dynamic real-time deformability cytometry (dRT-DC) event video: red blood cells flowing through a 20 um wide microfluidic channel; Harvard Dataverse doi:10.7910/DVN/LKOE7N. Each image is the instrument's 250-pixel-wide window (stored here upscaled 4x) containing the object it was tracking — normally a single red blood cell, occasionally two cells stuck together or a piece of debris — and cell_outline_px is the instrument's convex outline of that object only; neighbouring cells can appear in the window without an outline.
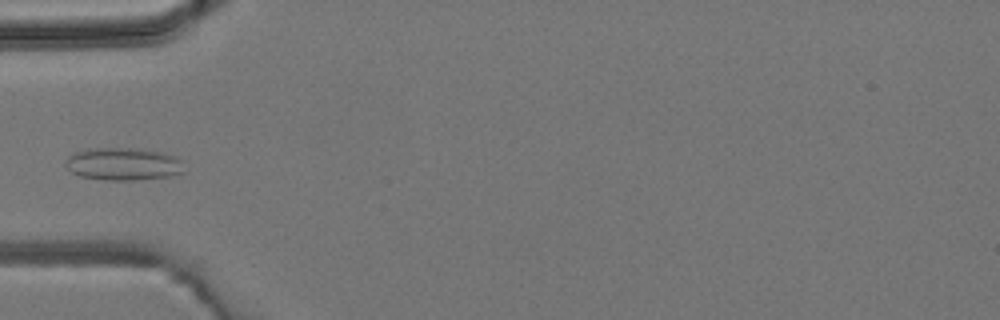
{"species": "common noctule bat (a hibernating species)", "species_latin": "Nyctalus noctula", "temperature_condition": "room temperature", "stored_images_in_passage": 6, "camera_frame_rate_fps": 3000, "um_per_image_px": 0.085, "animal": {"sex": "male", "body_mass_g": 19.2, "forearm_length_mm": 51.8}, "frame": {"image": 1, "passage_image": 5, "time_ms": 4.667, "image_size_px": [1000, 320], "cell_outline_px": [[184, 172], [172, 176], [136, 180], [108, 180], [80, 176], [72, 172], [68, 168], [64, 160], [68, 156], [76, 152], [88, 148], [136, 148], [160, 152], [176, 156], [180, 160]], "centroid_in_image_um": [10.47, 13.94], "position_along_channel_um": 74.5, "area_um2": 22.54}}